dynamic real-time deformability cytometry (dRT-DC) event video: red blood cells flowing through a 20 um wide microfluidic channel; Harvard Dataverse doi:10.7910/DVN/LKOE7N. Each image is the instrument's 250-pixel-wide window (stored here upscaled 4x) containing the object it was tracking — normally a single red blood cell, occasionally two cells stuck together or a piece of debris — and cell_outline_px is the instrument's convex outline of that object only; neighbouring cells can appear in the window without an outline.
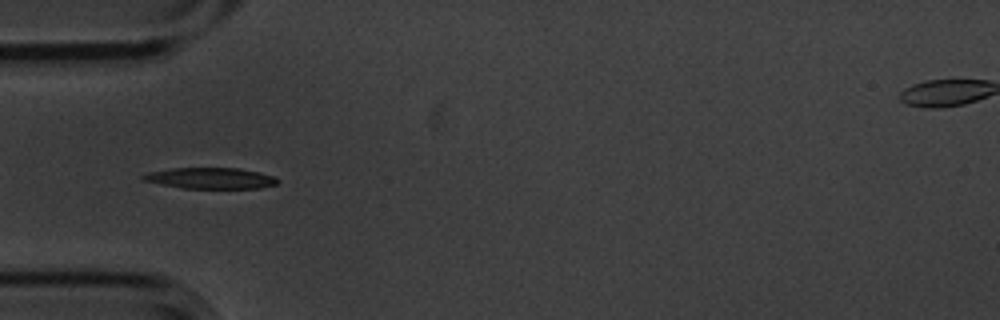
{"species": "common noctule bat (a hibernating species)", "species_latin": "Nyctalus noctula", "temperature_condition": "cold", "stored_images_in_passage": 8, "camera_frame_rate_fps": 3000, "um_per_image_px": 0.085, "animal": {"sex": "male", "body_mass_g": 20.1, "forearm_length_mm": 53.5}, "frame": {"image": 1, "passage_image": 2, "time_ms": 0.333, "image_size_px": [1000, 320], "cell_outline_px": [[280, 180], [276, 184], [260, 188], [184, 188], [140, 180], [140, 176], [148, 172], [172, 168], [240, 168], [276, 176]], "centroid_in_image_um": [17.9, 15.14], "position_along_channel_um": 67.1, "area_um2": 16.53}}
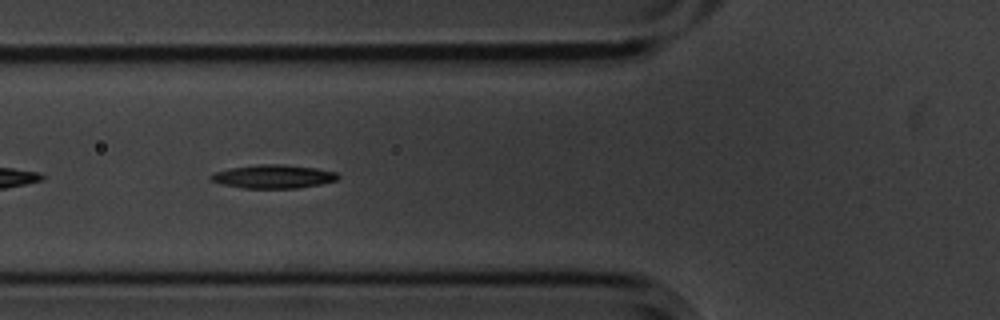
{"frame": {"image": 2, "passage_image": 5, "time_ms": 1.333, "image_size_px": [1000, 320], "cell_outline_px": [[340, 176], [336, 180], [320, 184], [296, 188], [244, 188], [224, 184], [212, 180], [208, 176], [216, 172], [232, 168], [260, 164], [280, 164], [316, 168], [336, 172]], "centroid_in_image_um": [23.27, 15.0], "position_along_channel_um": 102.5, "area_um2": 17.11}}